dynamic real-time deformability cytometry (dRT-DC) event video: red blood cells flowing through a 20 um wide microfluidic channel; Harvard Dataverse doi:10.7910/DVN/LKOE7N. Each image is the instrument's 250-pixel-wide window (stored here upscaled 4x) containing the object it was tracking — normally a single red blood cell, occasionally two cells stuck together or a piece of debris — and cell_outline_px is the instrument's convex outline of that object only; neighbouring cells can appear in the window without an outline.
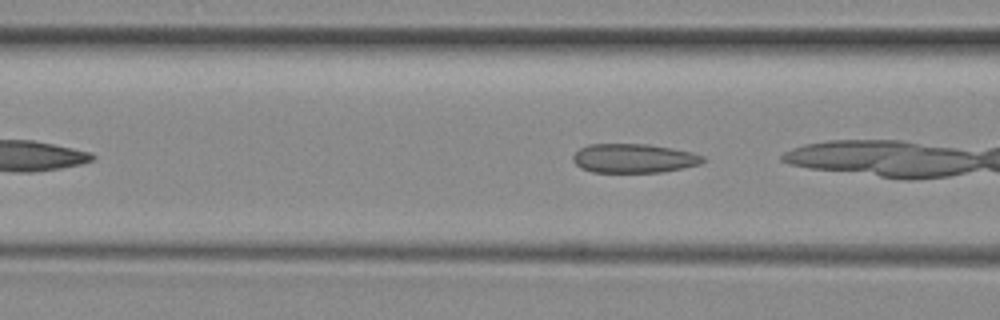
{"species": "common noctule bat (a hibernating species)", "species_latin": "Nyctalus noctula", "temperature_condition": "room temperature", "stored_images_in_passage": 6, "camera_frame_rate_fps": 3000, "um_per_image_px": 0.085, "animal": {"sex": "female", "body_mass_g": 29.2, "forearm_length_mm": 56.3}, "frame": {"image": 1, "passage_image": 4, "time_ms": 3.667, "image_size_px": [1000, 320], "cell_outline_px": [[708, 160], [700, 164], [664, 172], [592, 172], [580, 168], [572, 160], [572, 156], [580, 148], [588, 144], [648, 144], [672, 148], [692, 152], [704, 156]], "centroid_in_image_um": [53.89, 13.46], "position_along_channel_um": 112.7, "area_um2": 22.2}}